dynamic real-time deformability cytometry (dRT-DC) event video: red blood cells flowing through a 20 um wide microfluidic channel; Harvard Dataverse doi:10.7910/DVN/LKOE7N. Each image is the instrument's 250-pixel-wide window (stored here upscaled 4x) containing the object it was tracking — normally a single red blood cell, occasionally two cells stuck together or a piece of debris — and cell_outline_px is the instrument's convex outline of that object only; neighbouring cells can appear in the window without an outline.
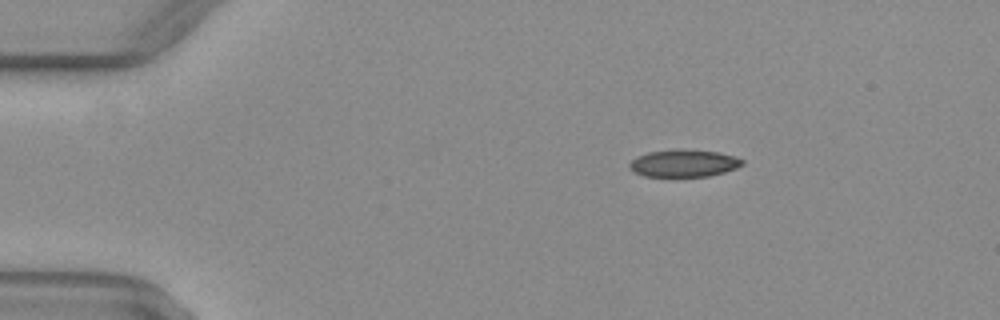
{"species": "common noctule bat (a hibernating species)", "species_latin": "Nyctalus noctula", "temperature_condition": "warm", "stored_images_in_passage": 9, "camera_frame_rate_fps": 3000, "um_per_image_px": 0.085, "animal": {"sex": "female", "body_mass_g": 29.2, "forearm_length_mm": 56.3}, "frame": {"image": 1, "passage_image": 4, "time_ms": 1.0, "image_size_px": [1000, 320], "cell_outline_px": [[736, 164], [728, 168], [716, 172], [692, 176], [660, 176], [664, 152], [704, 152], [724, 156], [736, 160]], "centroid_in_image_um": [58.96, 13.91], "position_along_channel_um": 26.0, "area_um2": 10.58}}